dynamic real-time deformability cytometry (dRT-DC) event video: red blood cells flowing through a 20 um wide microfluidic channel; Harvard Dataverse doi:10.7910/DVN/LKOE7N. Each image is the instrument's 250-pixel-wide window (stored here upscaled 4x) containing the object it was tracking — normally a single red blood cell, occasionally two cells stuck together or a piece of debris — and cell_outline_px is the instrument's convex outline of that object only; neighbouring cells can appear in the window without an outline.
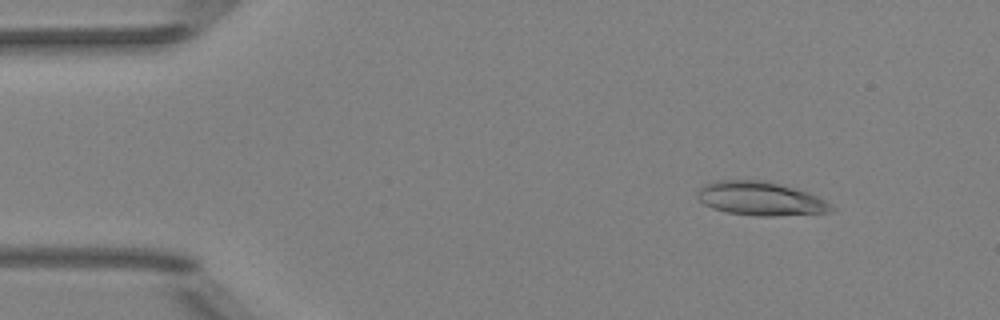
{"species": "Egyptian fruit bat (a non-hibernating species)", "species_latin": "Rousettus aegyptiacus", "temperature_condition": "room temperature", "stored_images_in_passage": 52, "camera_frame_rate_fps": 3000, "um_per_image_px": 0.085, "animal": {"sex": "female"}, "frame": {"image": 1, "passage_image": 7, "time_ms": 2.0, "image_size_px": [1000, 320], "cell_outline_px": [[836, 208], [828, 212], [776, 216], [756, 216], [728, 212], [712, 208], [704, 204], [696, 196], [696, 192], [704, 184], [716, 180], [764, 180], [796, 188], [808, 192], [832, 204]], "centroid_in_image_um": [64.63, 16.88], "position_along_channel_um": 20.4, "area_um2": 26.41}}
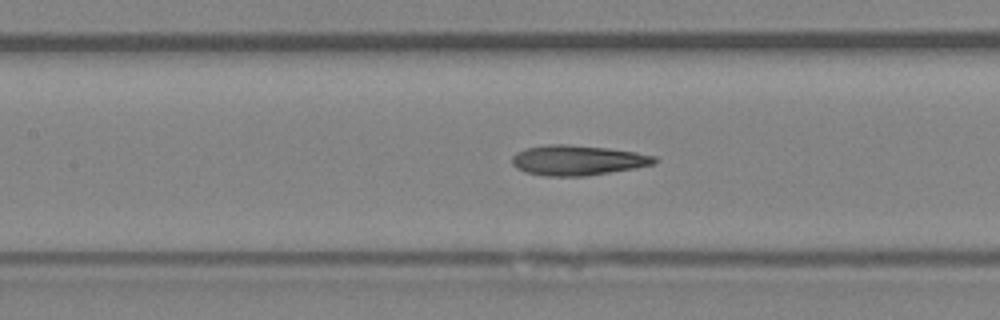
{"frame": {"image": 2, "passage_image": 24, "time_ms": 7.667, "image_size_px": [1000, 320], "cell_outline_px": [[656, 160], [652, 164], [632, 168], [584, 176], [544, 176], [524, 172], [516, 168], [512, 164], [512, 156], [516, 152], [524, 148], [548, 144], [564, 144], [608, 148], [636, 152], [656, 156]], "centroid_in_image_um": [49.01, 13.61], "position_along_channel_um": 158.4, "area_um2": 24.85}}
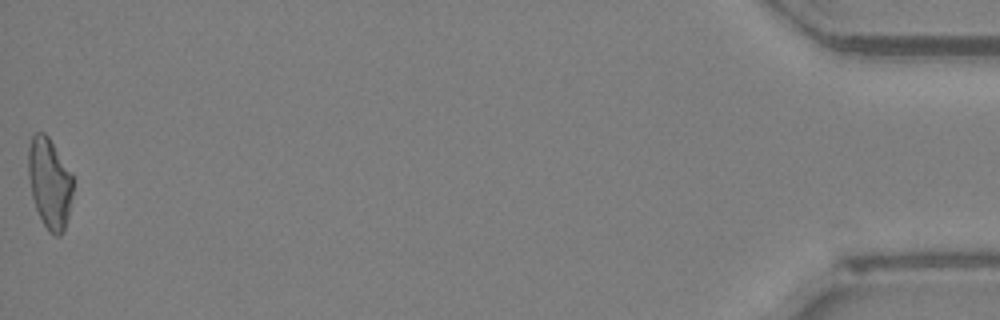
{"frame": {"image": 3, "passage_image": 52, "time_ms": 17.0, "image_size_px": [1000, 320], "cell_outline_px": [[72, 196], [68, 216], [64, 232], [60, 236], [56, 236], [48, 232], [36, 208], [32, 196], [28, 176], [28, 148], [32, 136], [36, 132], [44, 132], [48, 136], [72, 172]], "centroid_in_image_um": [4.22, 15.56], "position_along_channel_um": 431.0, "area_um2": 23.64}, "authors_computed_cell_mechanics": {"area_um2": 24.7095, "velocity_mm_per_s": 4.0205, "shape_relaxation_time_tau1_ms": null, "shape_relaxation_time_tau2_ms": 3.6316, "deformation_change_tau1": null, "deformation_change_tau2": 0.1299}}